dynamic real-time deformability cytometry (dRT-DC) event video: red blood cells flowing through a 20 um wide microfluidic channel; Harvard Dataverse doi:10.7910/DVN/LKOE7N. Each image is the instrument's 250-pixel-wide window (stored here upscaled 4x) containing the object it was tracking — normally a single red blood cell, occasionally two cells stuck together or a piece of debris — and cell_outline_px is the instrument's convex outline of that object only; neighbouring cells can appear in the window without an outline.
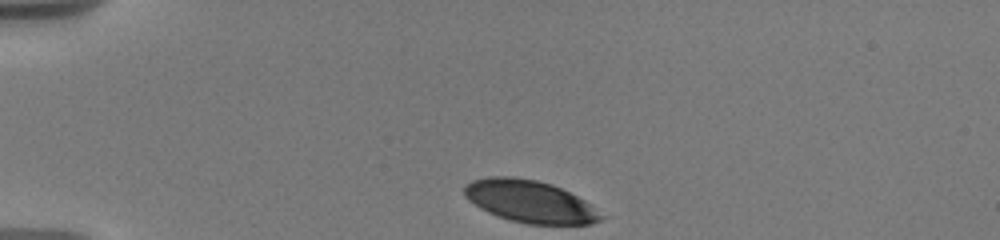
{"species": "human", "species_latin": "Homo sapiens", "temperature_condition": "warm", "stored_images_in_passage": 32, "camera_frame_rate_fps": 3000, "um_per_image_px": 0.085, "donor": {"sex": "male"}, "frame": {"image": 1, "passage_image": 1, "time_ms": 0.0, "image_size_px": [1000, 240], "cell_outline_px": [[600, 220], [592, 224], [524, 224], [508, 220], [488, 212], [480, 208], [468, 200], [464, 196], [464, 188], [472, 180], [488, 176], [512, 176], [536, 180], [552, 184], [584, 200], [600, 216]], "centroid_in_image_um": [44.95, 17.12], "position_along_channel_um": 40.0, "area_um2": 33.23}}
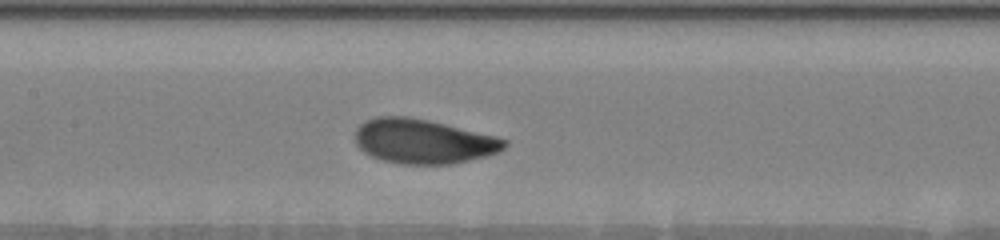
{"frame": {"image": 2, "passage_image": 14, "time_ms": 5.0, "image_size_px": [1000, 240], "cell_outline_px": [[508, 144], [504, 148], [496, 152], [484, 156], [452, 164], [400, 164], [384, 160], [372, 156], [364, 152], [356, 144], [356, 128], [364, 120], [376, 116], [408, 116], [428, 120], [496, 136], [508, 140]], "centroid_in_image_um": [35.95, 12.0], "position_along_channel_um": 171.4, "area_um2": 38.61}}
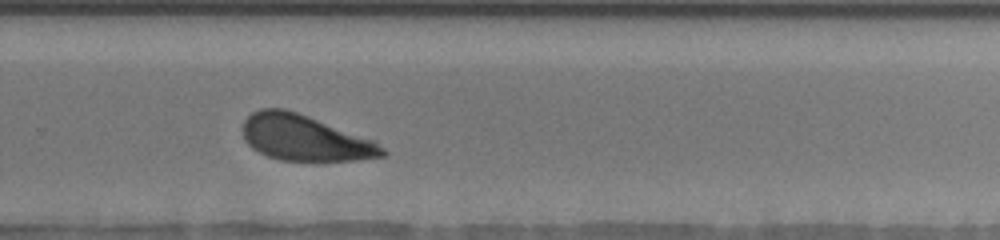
{"frame": {"image": 3, "passage_image": 24, "time_ms": 8.667, "image_size_px": [1000, 240], "cell_outline_px": [[388, 152], [384, 156], [360, 160], [280, 160], [268, 156], [252, 148], [244, 140], [244, 120], [252, 112], [260, 108], [284, 108], [308, 116], [376, 140]], "centroid_in_image_um": [25.95, 11.72], "position_along_channel_um": 303.9, "area_um2": 37.17}, "authors_computed_cell_mechanics": {"area_um2": 38.2925, "velocity_mm_per_s": 3.631, "shape_relaxation_time_tau1_ms": 2.5763, "shape_relaxation_time_tau2_ms": null, "deformation_change_tau1": 0.1246, "deformation_change_tau2": null}}